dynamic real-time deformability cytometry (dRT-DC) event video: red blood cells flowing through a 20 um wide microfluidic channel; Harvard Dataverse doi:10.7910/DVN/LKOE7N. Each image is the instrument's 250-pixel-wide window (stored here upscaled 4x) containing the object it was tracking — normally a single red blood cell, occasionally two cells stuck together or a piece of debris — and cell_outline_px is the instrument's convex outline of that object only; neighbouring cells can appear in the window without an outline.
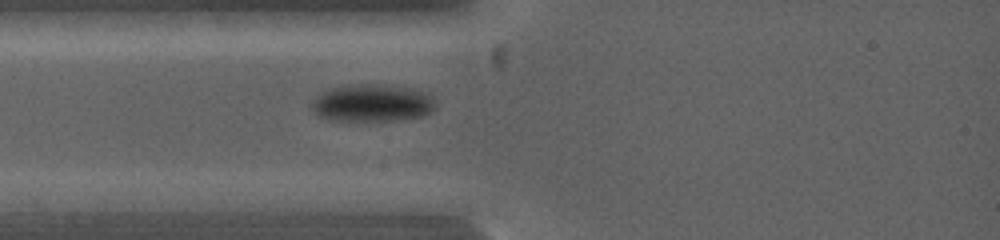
{"species": "common noctule bat (a hibernating species)", "species_latin": "Nyctalus noctula", "temperature_condition": "warm", "stored_images_in_passage": 82, "camera_frame_rate_fps": 5000, "um_per_image_px": 0.085, "animal": {"sex": "female", "body_mass_g": 19.0, "forearm_length_mm": 53.3}, "frame": {"image": 1, "passage_image": 1, "time_ms": 0.0, "image_size_px": [1000, 240], "cell_outline_px": [[436, 108], [420, 116], [396, 120], [328, 120], [316, 116], [308, 108], [312, 100], [316, 96], [328, 88], [348, 84], [372, 84], [408, 88], [432, 96], [436, 104]], "centroid_in_image_um": [31.51, 8.76], "position_along_channel_um": 53.5, "area_um2": 27.05}}
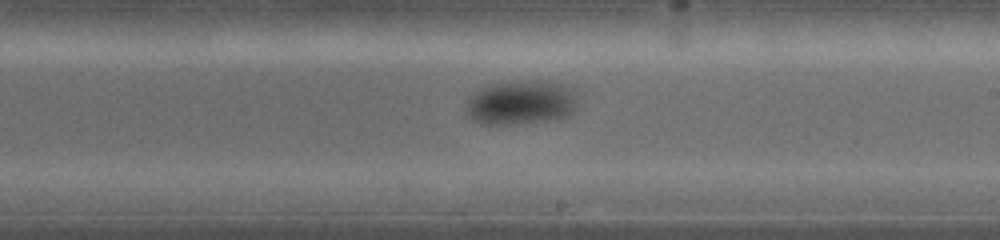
{"frame": {"image": 2, "passage_image": 29, "time_ms": 5.0, "image_size_px": [1000, 240], "cell_outline_px": [[576, 108], [572, 116], [548, 120], [516, 124], [480, 124], [472, 120], [468, 116], [468, 96], [480, 88], [488, 84], [500, 80], [552, 80], [572, 88], [576, 92]], "centroid_in_image_um": [44.31, 8.68], "position_along_channel_um": 244.7, "area_um2": 29.77}}
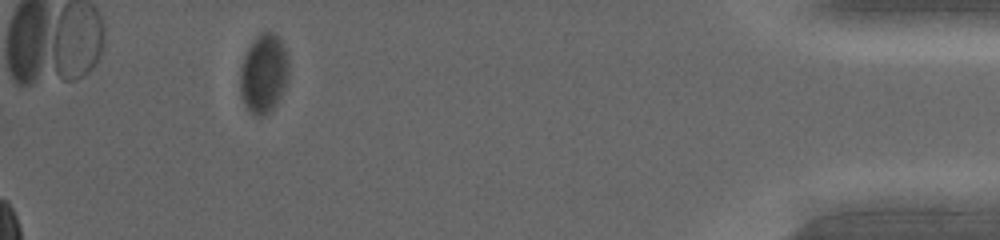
{"frame": {"image": 3, "passage_image": 71, "time_ms": 11.4, "image_size_px": [1000, 240], "cell_outline_px": [[284, 92], [272, 112], [264, 116], [252, 116], [244, 108], [240, 100], [240, 68], [244, 56], [248, 48], [264, 32], [268, 32], [276, 36], [280, 40], [284, 48]], "centroid_in_image_um": [22.32, 6.42], "position_along_channel_um": 412.9, "area_um2": 21.79}}